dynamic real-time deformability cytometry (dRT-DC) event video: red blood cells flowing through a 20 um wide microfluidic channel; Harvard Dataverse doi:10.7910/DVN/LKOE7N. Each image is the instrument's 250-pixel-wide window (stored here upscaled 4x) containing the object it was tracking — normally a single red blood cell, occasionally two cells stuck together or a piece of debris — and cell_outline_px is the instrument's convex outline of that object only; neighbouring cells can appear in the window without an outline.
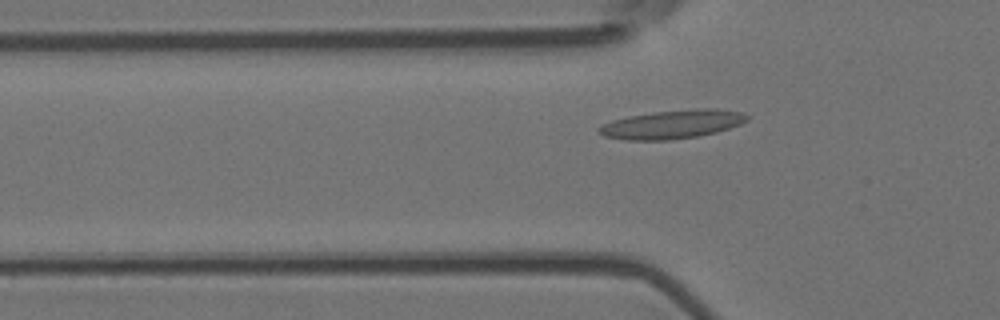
{"species": "Egyptian fruit bat (a non-hibernating species)", "species_latin": "Rousettus aegyptiacus", "temperature_condition": "room temperature", "stored_images_in_passage": 52, "camera_frame_rate_fps": 3000, "um_per_image_px": 0.085, "animal": {"sex": "female"}, "frame": {"image": 1, "passage_image": 14, "time_ms": 4.333, "image_size_px": [1000, 320], "cell_outline_px": [[748, 120], [740, 124], [716, 132], [696, 136], [672, 140], [624, 140], [604, 136], [596, 132], [596, 128], [600, 124], [612, 120], [628, 116], [652, 112], [696, 108], [716, 108], [740, 112], [748, 116]], "centroid_in_image_um": [57.07, 10.56], "position_along_channel_um": 68.7, "area_um2": 24.91}}
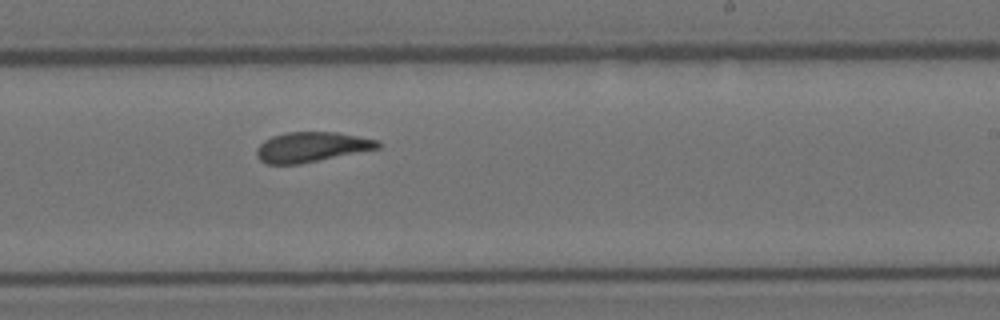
{"frame": {"image": 2, "passage_image": 30, "time_ms": 9.667, "image_size_px": [1000, 320], "cell_outline_px": [[380, 148], [300, 164], [268, 164], [260, 160], [256, 156], [256, 148], [264, 140], [272, 136], [288, 132], [336, 132], [380, 140]], "centroid_in_image_um": [26.47, 12.49], "position_along_channel_um": 262.5, "area_um2": 21.21}}
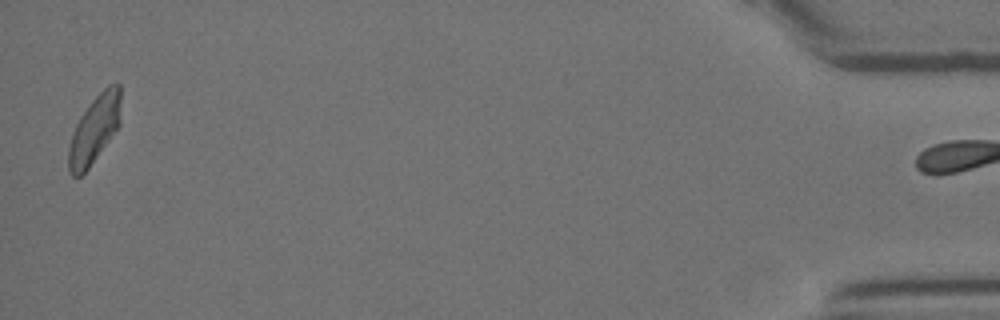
{"frame": {"image": 3, "passage_image": 51, "time_ms": 16.667, "image_size_px": [1000, 320], "cell_outline_px": [[120, 124], [88, 168], [80, 176], [72, 176], [68, 172], [68, 148], [76, 124], [80, 116], [92, 100], [108, 84], [120, 84]], "centroid_in_image_um": [8.01, 10.99], "position_along_channel_um": 427.2, "area_um2": 20.29}, "authors_computed_cell_mechanics": {"area_um2": 21.675, "velocity_mm_per_s": 3.6353, "shape_relaxation_time_tau1_ms": 9.8099, "shape_relaxation_time_tau2_ms": 2.1498, "deformation_change_tau1": 0.2335, "deformation_change_tau2": 0.0933}}